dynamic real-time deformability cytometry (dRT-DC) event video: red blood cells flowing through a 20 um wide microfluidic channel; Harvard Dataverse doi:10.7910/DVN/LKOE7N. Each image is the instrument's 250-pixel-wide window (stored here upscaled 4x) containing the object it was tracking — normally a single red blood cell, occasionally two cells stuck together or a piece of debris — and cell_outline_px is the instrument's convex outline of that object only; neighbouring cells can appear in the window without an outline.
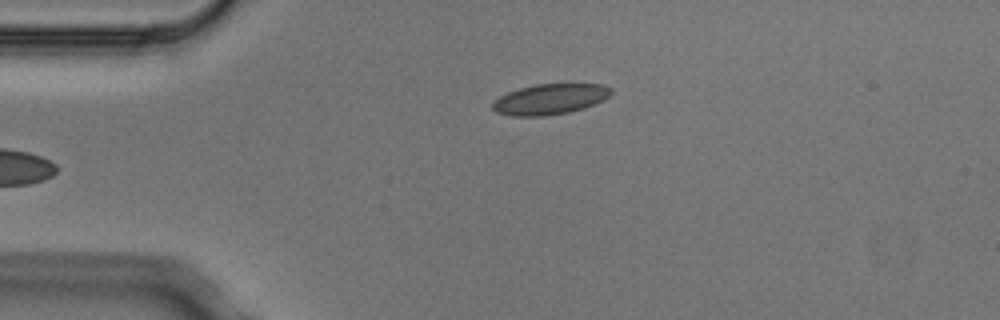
{"species": "Egyptian fruit bat (a non-hibernating species)", "species_latin": "Rousettus aegyptiacus", "temperature_condition": "cold", "stored_images_in_passage": 4, "camera_frame_rate_fps": 3000, "um_per_image_px": 0.085, "animal": {"sex": "male"}, "frame": {"image": 1, "passage_image": 4, "time_ms": 1.0, "image_size_px": [1000, 320], "cell_outline_px": [[612, 92], [608, 96], [584, 108], [568, 112], [544, 116], [512, 116], [496, 112], [492, 108], [492, 100], [508, 92], [520, 88], [536, 84], [568, 80], [572, 80], [604, 84], [612, 88]], "centroid_in_image_um": [46.79, 8.36], "position_along_channel_um": 38.2, "area_um2": 22.02}}